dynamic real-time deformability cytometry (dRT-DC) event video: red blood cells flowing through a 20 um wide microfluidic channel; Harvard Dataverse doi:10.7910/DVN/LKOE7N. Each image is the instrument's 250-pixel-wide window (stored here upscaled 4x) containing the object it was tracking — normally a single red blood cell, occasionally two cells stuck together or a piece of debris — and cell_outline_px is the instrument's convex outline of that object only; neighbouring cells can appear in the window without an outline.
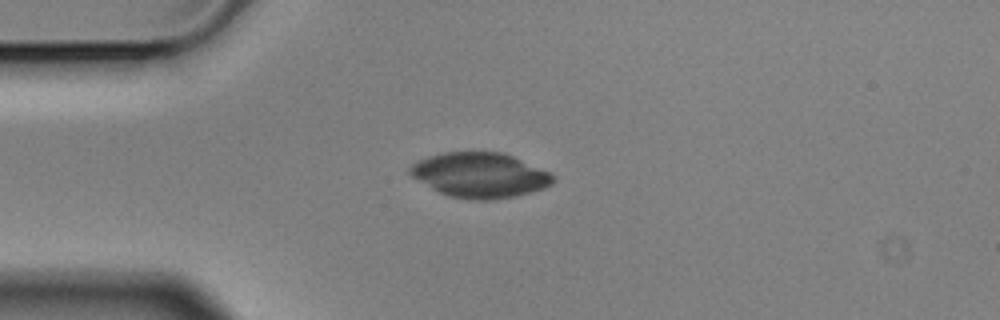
{"species": "Egyptian fruit bat (a non-hibernating species)", "species_latin": "Rousettus aegyptiacus", "temperature_condition": "cold", "stored_images_in_passage": 7, "camera_frame_rate_fps": 3000, "um_per_image_px": 0.085, "animal": {"sex": "male"}, "frame": {"image": 1, "passage_image": 1, "time_ms": 0.0, "image_size_px": [1000, 320], "cell_outline_px": [[556, 180], [552, 184], [544, 188], [512, 196], [488, 200], [472, 200], [448, 196], [432, 188], [412, 176], [408, 172], [408, 168], [416, 160], [428, 156], [444, 152], [504, 152], [552, 172], [556, 176]], "centroid_in_image_um": [40.82, 14.87], "position_along_channel_um": 44.2, "area_um2": 37.63}}
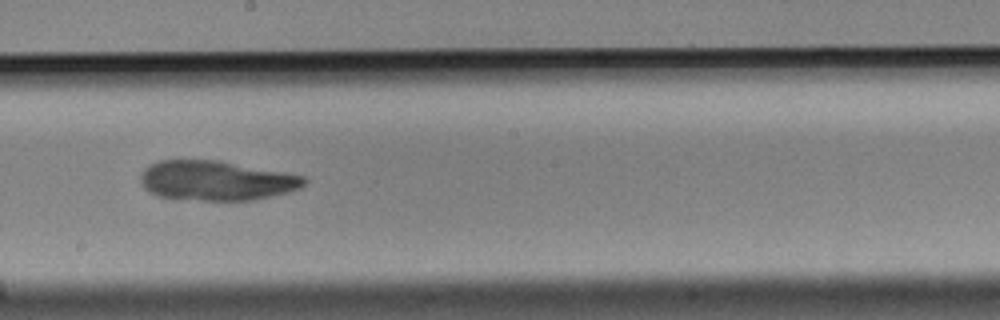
{"frame": {"image": 2, "passage_image": 6, "time_ms": 1.667, "image_size_px": [1000, 320], "cell_outline_px": [[308, 180], [300, 188], [288, 192], [256, 200], [176, 200], [156, 196], [144, 188], [140, 180], [140, 176], [144, 168], [148, 164], [160, 160], [220, 160], [284, 172], [304, 176]], "centroid_in_image_um": [18.34, 15.36], "position_along_channel_um": 229.9, "area_um2": 38.38}}
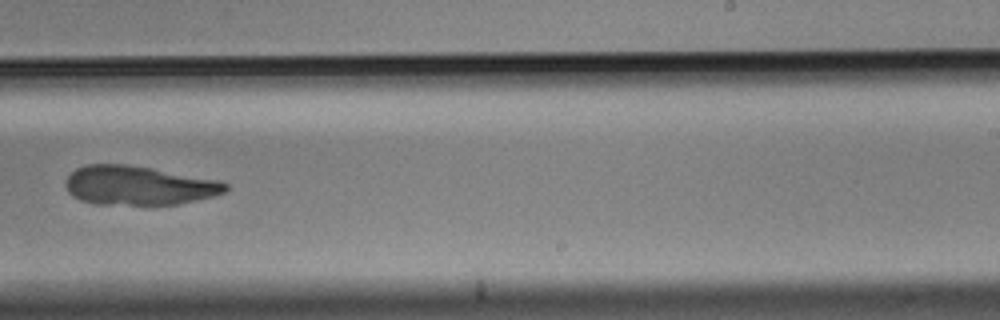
{"frame": {"image": 3, "passage_image": 7, "time_ms": 2.0, "image_size_px": [1000, 320], "cell_outline_px": [[228, 188], [224, 192], [212, 196], [180, 204], [96, 204], [80, 200], [72, 196], [68, 192], [64, 184], [68, 176], [76, 168], [88, 164], [124, 164], [152, 168], [220, 180], [228, 184]], "centroid_in_image_um": [11.77, 15.76], "position_along_channel_um": 277.2, "area_um2": 36.41}}